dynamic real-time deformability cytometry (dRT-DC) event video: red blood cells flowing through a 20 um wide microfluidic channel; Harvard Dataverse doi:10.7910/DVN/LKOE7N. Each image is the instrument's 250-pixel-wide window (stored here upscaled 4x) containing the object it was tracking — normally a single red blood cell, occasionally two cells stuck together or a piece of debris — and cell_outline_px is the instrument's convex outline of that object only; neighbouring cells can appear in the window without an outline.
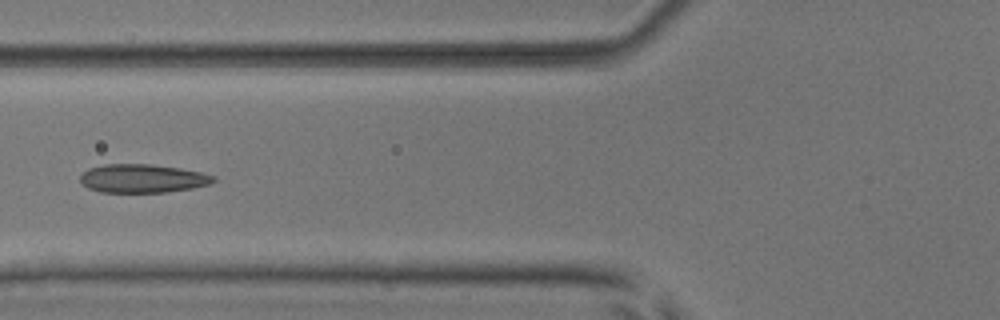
{"species": "common noctule bat (a hibernating species)", "species_latin": "Nyctalus noctula", "temperature_condition": "room temperature", "stored_images_in_passage": 6, "camera_frame_rate_fps": 3000, "um_per_image_px": 0.085, "animal": {"sex": "male", "body_mass_g": 17.9, "forearm_length_mm": 54.2}, "frame": {"image": 1, "passage_image": 6, "time_ms": 5.667, "image_size_px": [1000, 320], "cell_outline_px": [[216, 180], [208, 184], [192, 188], [164, 192], [100, 192], [88, 188], [80, 180], [80, 176], [88, 168], [104, 164], [152, 164], [180, 168], [200, 172], [216, 176]], "centroid_in_image_um": [12.11, 15.16], "position_along_channel_um": 113.7, "area_um2": 22.08}}